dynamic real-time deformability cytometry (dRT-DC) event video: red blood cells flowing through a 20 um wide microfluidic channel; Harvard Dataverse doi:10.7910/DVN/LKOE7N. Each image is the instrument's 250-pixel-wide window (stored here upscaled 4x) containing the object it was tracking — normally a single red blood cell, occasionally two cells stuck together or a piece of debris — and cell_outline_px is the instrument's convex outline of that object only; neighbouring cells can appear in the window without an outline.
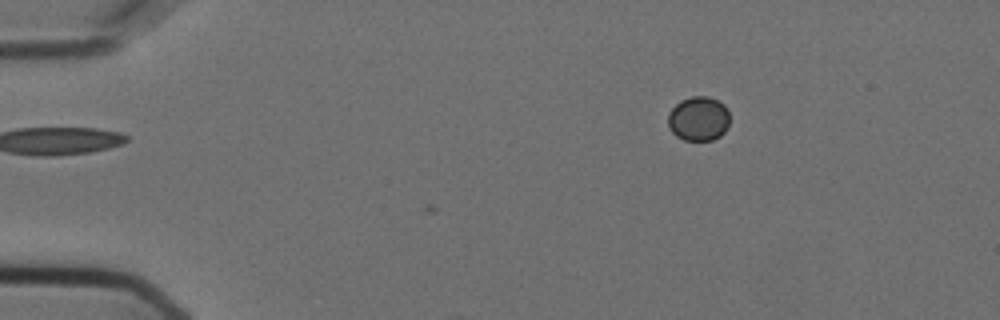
{"species": "Egyptian fruit bat (a non-hibernating species)", "species_latin": "Rousettus aegyptiacus", "temperature_condition": "cold", "stored_images_in_passage": 7, "camera_frame_rate_fps": 3000, "um_per_image_px": 0.085, "animal": {"sex": "female"}, "frame": {"image": 1, "passage_image": 1, "time_ms": 0.0, "image_size_px": [1000, 320], "cell_outline_px": [[728, 124], [724, 132], [720, 136], [712, 140], [684, 140], [676, 136], [668, 128], [668, 112], [680, 100], [692, 96], [708, 96], [724, 104], [728, 108]], "centroid_in_image_um": [59.36, 10.08], "position_along_channel_um": 25.6, "area_um2": 16.07}}